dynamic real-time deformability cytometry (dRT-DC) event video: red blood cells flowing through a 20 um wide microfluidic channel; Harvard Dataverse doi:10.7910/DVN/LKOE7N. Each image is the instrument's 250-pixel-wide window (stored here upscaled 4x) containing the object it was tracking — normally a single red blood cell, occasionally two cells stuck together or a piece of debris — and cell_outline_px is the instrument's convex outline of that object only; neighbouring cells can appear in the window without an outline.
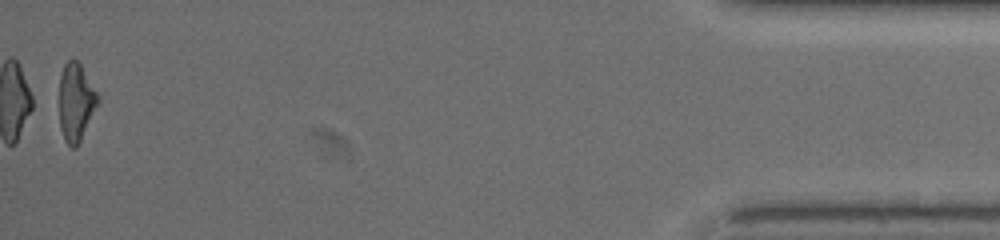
{"species": "common noctule bat (a hibernating species)", "species_latin": "Nyctalus noctula", "temperature_condition": "warm", "stored_images_in_passage": 52, "camera_frame_rate_fps": 3000, "um_per_image_px": 0.085, "animal": {"sex": "female", "body_mass_g": 19.5, "forearm_length_mm": 54.1}, "frame": {"image": 1, "passage_image": 51, "time_ms": 11.667, "image_size_px": [1000, 240], "cell_outline_px": [[100, 100], [76, 148], [72, 148], [64, 140], [60, 128], [60, 76], [64, 64], [68, 60], [76, 60], [80, 64], [100, 96]], "centroid_in_image_um": [6.46, 8.68], "position_along_channel_um": 428.7, "area_um2": 17.34}, "authors_computed_cell_mechanics": {"area_um2": 18.2359, "velocity_mm_per_s": 4.0415, "shape_relaxation_time_tau1_ms": 6.2453, "shape_relaxation_time_tau2_ms": 4.6856, "deformation_change_tau1": 0.2597, "deformation_change_tau2": 0.187}}